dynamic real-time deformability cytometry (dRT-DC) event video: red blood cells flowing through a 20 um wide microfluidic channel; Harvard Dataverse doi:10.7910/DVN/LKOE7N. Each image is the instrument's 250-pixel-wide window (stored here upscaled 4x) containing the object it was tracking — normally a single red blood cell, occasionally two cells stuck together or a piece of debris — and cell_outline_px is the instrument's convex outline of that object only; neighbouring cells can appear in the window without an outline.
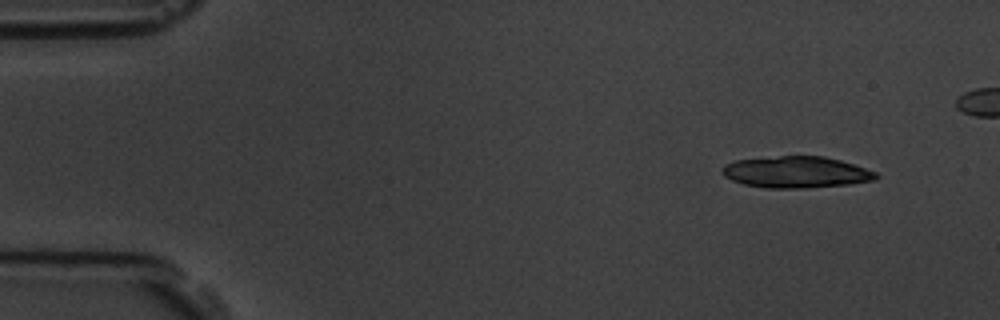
{"species": "common noctule bat (a hibernating species)", "species_latin": "Nyctalus noctula", "temperature_condition": "room temperature", "stored_images_in_passage": 15, "camera_frame_rate_fps": 3000, "um_per_image_px": 0.085, "animal": {"sex": "male", "body_mass_g": 19.5, "forearm_length_mm": 54.6}, "frame": {"image": 1, "passage_image": 1, "time_ms": 0.0, "image_size_px": [1000, 320], "cell_outline_px": [[880, 176], [876, 180], [848, 184], [804, 188], [764, 188], [744, 184], [732, 180], [724, 176], [720, 168], [724, 164], [736, 160], [780, 156], [824, 156], [840, 160], [876, 172]], "centroid_in_image_um": [67.66, 14.63], "position_along_channel_um": 17.3, "area_um2": 28.21}}
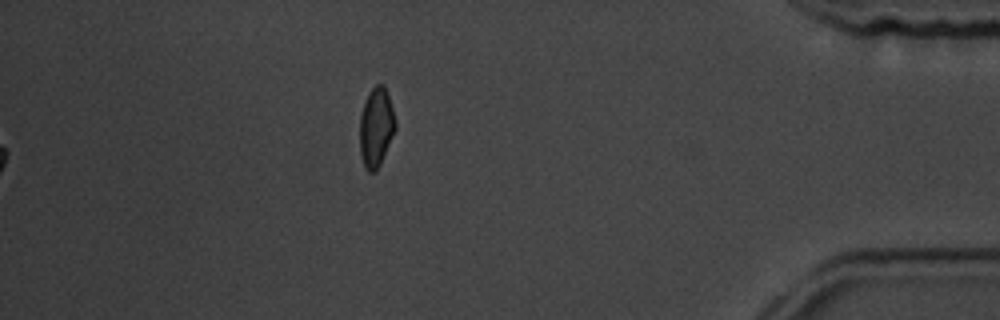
{"frame": {"image": 2, "passage_image": 15, "time_ms": 17.667, "image_size_px": [1000, 320], "cell_outline_px": [[396, 128], [380, 164], [376, 172], [368, 172], [364, 168], [360, 152], [360, 116], [364, 100], [368, 92], [376, 84], [384, 84], [396, 120]], "centroid_in_image_um": [31.96, 10.82], "position_along_channel_um": 403.2, "area_um2": 16.53}, "authors_computed_cell_mechanics": {"area_um2": 16.473, "velocity_mm_per_s": 3.6175, "shape_relaxation_time_tau1_ms": 2.5262, "shape_relaxation_time_tau2_ms": 7.8209, "deformation_change_tau1": 0.0973, "deformation_change_tau2": 0.1351}}